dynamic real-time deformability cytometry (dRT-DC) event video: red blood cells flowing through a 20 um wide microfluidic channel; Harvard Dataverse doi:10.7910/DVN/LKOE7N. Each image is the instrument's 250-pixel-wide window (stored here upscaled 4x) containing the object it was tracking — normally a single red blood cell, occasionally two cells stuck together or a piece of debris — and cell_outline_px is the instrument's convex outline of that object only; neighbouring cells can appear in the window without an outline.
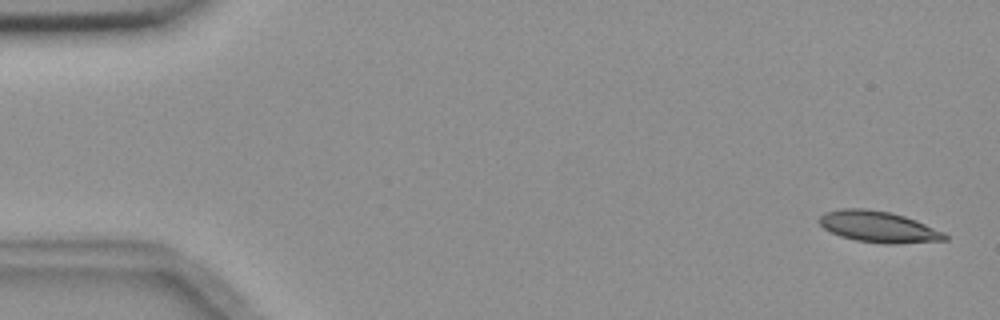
{"species": "common noctule bat (a hibernating species)", "species_latin": "Nyctalus noctula", "temperature_condition": "room temperature", "stored_images_in_passage": 5, "camera_frame_rate_fps": 3000, "um_per_image_px": 0.085, "animal": {"sex": "female", "body_mass_g": 18.4}, "frame": {"image": 1, "passage_image": 1, "time_ms": 0.0, "image_size_px": [1000, 320], "cell_outline_px": [[948, 240], [896, 244], [884, 244], [856, 240], [840, 236], [824, 228], [816, 220], [824, 212], [840, 208], [864, 208], [892, 212], [916, 220], [944, 232], [948, 236]], "centroid_in_image_um": [74.66, 19.27], "position_along_channel_um": 10.3, "area_um2": 23.06}}
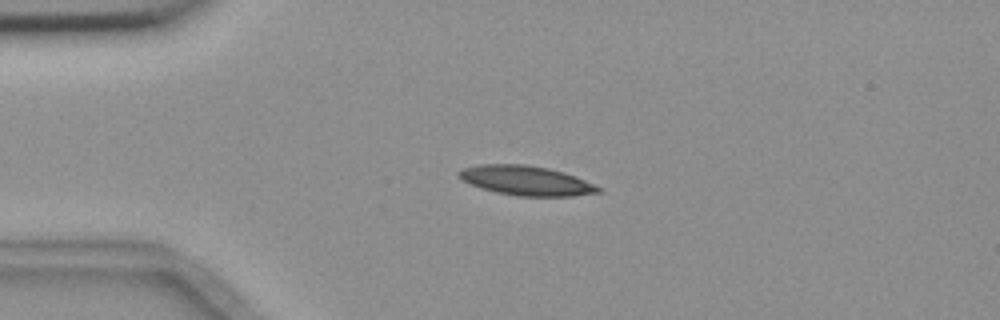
{"frame": {"image": 2, "passage_image": 4, "time_ms": 3.667, "image_size_px": [1000, 320], "cell_outline_px": [[604, 192], [572, 196], [516, 196], [496, 192], [480, 188], [468, 184], [460, 180], [456, 176], [456, 172], [464, 168], [480, 164], [528, 164], [548, 168], [576, 176], [604, 188]], "centroid_in_image_um": [44.72, 15.35], "position_along_channel_um": 40.3, "area_um2": 24.45}}